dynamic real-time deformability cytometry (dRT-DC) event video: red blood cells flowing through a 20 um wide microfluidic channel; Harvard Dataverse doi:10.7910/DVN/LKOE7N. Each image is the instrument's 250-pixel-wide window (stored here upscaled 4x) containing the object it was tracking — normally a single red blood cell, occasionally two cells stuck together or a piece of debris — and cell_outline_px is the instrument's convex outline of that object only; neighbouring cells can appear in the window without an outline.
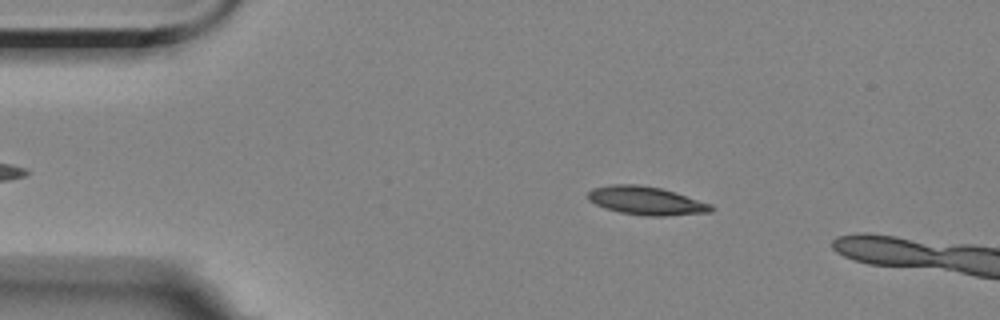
{"species": "Egyptian fruit bat (a non-hibernating species)", "species_latin": "Rousettus aegyptiacus", "temperature_condition": "room temperature", "stored_images_in_passage": 3, "camera_frame_rate_fps": 3000, "um_per_image_px": 0.085, "animal": {"sex": "female"}, "frame": {"image": 1, "passage_image": 1, "time_ms": 0.0, "image_size_px": [1000, 320], "cell_outline_px": [[716, 208], [712, 212], [664, 216], [644, 216], [620, 212], [604, 208], [588, 200], [588, 192], [592, 188], [612, 184], [636, 184], [660, 188], [712, 204]], "centroid_in_image_um": [54.93, 17.07], "position_along_channel_um": 30.1, "area_um2": 20.35}}